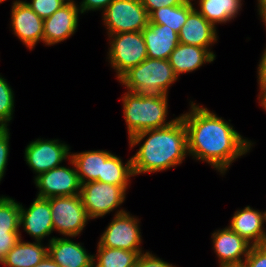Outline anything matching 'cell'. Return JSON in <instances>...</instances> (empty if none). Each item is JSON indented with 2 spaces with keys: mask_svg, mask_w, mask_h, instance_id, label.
I'll return each instance as SVG.
<instances>
[{
  "mask_svg": "<svg viewBox=\"0 0 266 267\" xmlns=\"http://www.w3.org/2000/svg\"><path fill=\"white\" fill-rule=\"evenodd\" d=\"M189 111L181 114L187 130L188 156L211 165L225 175L237 158L250 153L254 142L241 136L230 123L204 105L189 102Z\"/></svg>",
  "mask_w": 266,
  "mask_h": 267,
  "instance_id": "cell-1",
  "label": "cell"
},
{
  "mask_svg": "<svg viewBox=\"0 0 266 267\" xmlns=\"http://www.w3.org/2000/svg\"><path fill=\"white\" fill-rule=\"evenodd\" d=\"M128 141L130 149L140 145L131 156L134 176L175 168L188 156L187 130L180 115L172 124L138 132Z\"/></svg>",
  "mask_w": 266,
  "mask_h": 267,
  "instance_id": "cell-2",
  "label": "cell"
},
{
  "mask_svg": "<svg viewBox=\"0 0 266 267\" xmlns=\"http://www.w3.org/2000/svg\"><path fill=\"white\" fill-rule=\"evenodd\" d=\"M121 101L128 139L144 130L166 127L178 118L167 120L168 95L137 94L126 91Z\"/></svg>",
  "mask_w": 266,
  "mask_h": 267,
  "instance_id": "cell-3",
  "label": "cell"
},
{
  "mask_svg": "<svg viewBox=\"0 0 266 267\" xmlns=\"http://www.w3.org/2000/svg\"><path fill=\"white\" fill-rule=\"evenodd\" d=\"M177 80L169 60L146 58L139 65L130 68L117 81L128 92L168 95L169 88Z\"/></svg>",
  "mask_w": 266,
  "mask_h": 267,
  "instance_id": "cell-4",
  "label": "cell"
},
{
  "mask_svg": "<svg viewBox=\"0 0 266 267\" xmlns=\"http://www.w3.org/2000/svg\"><path fill=\"white\" fill-rule=\"evenodd\" d=\"M129 187L97 181L82 183L79 195L88 217L94 220L111 212L113 213L115 210L113 215L126 212L127 210L120 206L125 202Z\"/></svg>",
  "mask_w": 266,
  "mask_h": 267,
  "instance_id": "cell-5",
  "label": "cell"
},
{
  "mask_svg": "<svg viewBox=\"0 0 266 267\" xmlns=\"http://www.w3.org/2000/svg\"><path fill=\"white\" fill-rule=\"evenodd\" d=\"M109 47L107 61L116 72L118 80L130 68L147 58L146 44L141 32H126L107 36Z\"/></svg>",
  "mask_w": 266,
  "mask_h": 267,
  "instance_id": "cell-6",
  "label": "cell"
},
{
  "mask_svg": "<svg viewBox=\"0 0 266 267\" xmlns=\"http://www.w3.org/2000/svg\"><path fill=\"white\" fill-rule=\"evenodd\" d=\"M101 15L107 35L141 32L149 23L141 0H113Z\"/></svg>",
  "mask_w": 266,
  "mask_h": 267,
  "instance_id": "cell-7",
  "label": "cell"
},
{
  "mask_svg": "<svg viewBox=\"0 0 266 267\" xmlns=\"http://www.w3.org/2000/svg\"><path fill=\"white\" fill-rule=\"evenodd\" d=\"M50 208L54 231L62 237L81 236L91 219L88 217L79 194L50 198Z\"/></svg>",
  "mask_w": 266,
  "mask_h": 267,
  "instance_id": "cell-8",
  "label": "cell"
},
{
  "mask_svg": "<svg viewBox=\"0 0 266 267\" xmlns=\"http://www.w3.org/2000/svg\"><path fill=\"white\" fill-rule=\"evenodd\" d=\"M140 220L130 212L114 215L101 233L97 247L118 248L128 251H144L141 247Z\"/></svg>",
  "mask_w": 266,
  "mask_h": 267,
  "instance_id": "cell-9",
  "label": "cell"
},
{
  "mask_svg": "<svg viewBox=\"0 0 266 267\" xmlns=\"http://www.w3.org/2000/svg\"><path fill=\"white\" fill-rule=\"evenodd\" d=\"M25 147L24 161L35 173L34 178L61 166L62 162L69 161L71 158L70 146L59 139L37 138Z\"/></svg>",
  "mask_w": 266,
  "mask_h": 267,
  "instance_id": "cell-10",
  "label": "cell"
},
{
  "mask_svg": "<svg viewBox=\"0 0 266 267\" xmlns=\"http://www.w3.org/2000/svg\"><path fill=\"white\" fill-rule=\"evenodd\" d=\"M70 167L58 166L34 178L37 197L51 198L74 196L80 194L81 182L73 160L69 159ZM72 166V167H71Z\"/></svg>",
  "mask_w": 266,
  "mask_h": 267,
  "instance_id": "cell-11",
  "label": "cell"
},
{
  "mask_svg": "<svg viewBox=\"0 0 266 267\" xmlns=\"http://www.w3.org/2000/svg\"><path fill=\"white\" fill-rule=\"evenodd\" d=\"M10 12V28L29 51L34 50L37 43H43L44 20L24 0H13Z\"/></svg>",
  "mask_w": 266,
  "mask_h": 267,
  "instance_id": "cell-12",
  "label": "cell"
},
{
  "mask_svg": "<svg viewBox=\"0 0 266 267\" xmlns=\"http://www.w3.org/2000/svg\"><path fill=\"white\" fill-rule=\"evenodd\" d=\"M211 240L219 267L243 266L252 247L228 226L214 231Z\"/></svg>",
  "mask_w": 266,
  "mask_h": 267,
  "instance_id": "cell-13",
  "label": "cell"
},
{
  "mask_svg": "<svg viewBox=\"0 0 266 267\" xmlns=\"http://www.w3.org/2000/svg\"><path fill=\"white\" fill-rule=\"evenodd\" d=\"M19 226L34 241L44 242L43 239L49 237L54 231L52 214L50 208V198L37 197L33 200L29 208L23 207L20 203Z\"/></svg>",
  "mask_w": 266,
  "mask_h": 267,
  "instance_id": "cell-14",
  "label": "cell"
},
{
  "mask_svg": "<svg viewBox=\"0 0 266 267\" xmlns=\"http://www.w3.org/2000/svg\"><path fill=\"white\" fill-rule=\"evenodd\" d=\"M80 10L78 4H65L53 15L44 19L43 43L53 46L73 36L78 29Z\"/></svg>",
  "mask_w": 266,
  "mask_h": 267,
  "instance_id": "cell-15",
  "label": "cell"
},
{
  "mask_svg": "<svg viewBox=\"0 0 266 267\" xmlns=\"http://www.w3.org/2000/svg\"><path fill=\"white\" fill-rule=\"evenodd\" d=\"M266 213L247 205L234 211L228 227L252 246L266 244Z\"/></svg>",
  "mask_w": 266,
  "mask_h": 267,
  "instance_id": "cell-16",
  "label": "cell"
},
{
  "mask_svg": "<svg viewBox=\"0 0 266 267\" xmlns=\"http://www.w3.org/2000/svg\"><path fill=\"white\" fill-rule=\"evenodd\" d=\"M72 237H50L48 254L61 267H93V255Z\"/></svg>",
  "mask_w": 266,
  "mask_h": 267,
  "instance_id": "cell-17",
  "label": "cell"
},
{
  "mask_svg": "<svg viewBox=\"0 0 266 267\" xmlns=\"http://www.w3.org/2000/svg\"><path fill=\"white\" fill-rule=\"evenodd\" d=\"M178 35L180 43L208 49L215 55L211 49L219 39L217 27L208 22L195 8L188 14L187 21Z\"/></svg>",
  "mask_w": 266,
  "mask_h": 267,
  "instance_id": "cell-18",
  "label": "cell"
},
{
  "mask_svg": "<svg viewBox=\"0 0 266 267\" xmlns=\"http://www.w3.org/2000/svg\"><path fill=\"white\" fill-rule=\"evenodd\" d=\"M147 58L168 60L179 42V35L167 25L152 24L142 30Z\"/></svg>",
  "mask_w": 266,
  "mask_h": 267,
  "instance_id": "cell-19",
  "label": "cell"
},
{
  "mask_svg": "<svg viewBox=\"0 0 266 267\" xmlns=\"http://www.w3.org/2000/svg\"><path fill=\"white\" fill-rule=\"evenodd\" d=\"M168 60L179 79L182 74L191 73L204 64L213 63L216 60V55L199 46L179 43Z\"/></svg>",
  "mask_w": 266,
  "mask_h": 267,
  "instance_id": "cell-20",
  "label": "cell"
},
{
  "mask_svg": "<svg viewBox=\"0 0 266 267\" xmlns=\"http://www.w3.org/2000/svg\"><path fill=\"white\" fill-rule=\"evenodd\" d=\"M48 254V244L42 242H25L23 237L7 253L0 265L5 267H34Z\"/></svg>",
  "mask_w": 266,
  "mask_h": 267,
  "instance_id": "cell-21",
  "label": "cell"
},
{
  "mask_svg": "<svg viewBox=\"0 0 266 267\" xmlns=\"http://www.w3.org/2000/svg\"><path fill=\"white\" fill-rule=\"evenodd\" d=\"M194 7L208 22L215 27L218 24H226L240 15L243 0H192ZM197 3H196V2Z\"/></svg>",
  "mask_w": 266,
  "mask_h": 267,
  "instance_id": "cell-22",
  "label": "cell"
},
{
  "mask_svg": "<svg viewBox=\"0 0 266 267\" xmlns=\"http://www.w3.org/2000/svg\"><path fill=\"white\" fill-rule=\"evenodd\" d=\"M107 150H88L82 152H72L73 160L81 184L96 181L102 177L103 163L112 155Z\"/></svg>",
  "mask_w": 266,
  "mask_h": 267,
  "instance_id": "cell-23",
  "label": "cell"
},
{
  "mask_svg": "<svg viewBox=\"0 0 266 267\" xmlns=\"http://www.w3.org/2000/svg\"><path fill=\"white\" fill-rule=\"evenodd\" d=\"M131 177H135L131 157L124 163L120 156L112 154L103 163L102 177H98L96 181L117 186H130Z\"/></svg>",
  "mask_w": 266,
  "mask_h": 267,
  "instance_id": "cell-24",
  "label": "cell"
},
{
  "mask_svg": "<svg viewBox=\"0 0 266 267\" xmlns=\"http://www.w3.org/2000/svg\"><path fill=\"white\" fill-rule=\"evenodd\" d=\"M141 253L144 251L97 247L96 254H93V267H134Z\"/></svg>",
  "mask_w": 266,
  "mask_h": 267,
  "instance_id": "cell-25",
  "label": "cell"
},
{
  "mask_svg": "<svg viewBox=\"0 0 266 267\" xmlns=\"http://www.w3.org/2000/svg\"><path fill=\"white\" fill-rule=\"evenodd\" d=\"M194 7L193 1L187 0L180 6L159 8L149 15V22L152 24L167 25L179 33L187 21L188 14Z\"/></svg>",
  "mask_w": 266,
  "mask_h": 267,
  "instance_id": "cell-26",
  "label": "cell"
},
{
  "mask_svg": "<svg viewBox=\"0 0 266 267\" xmlns=\"http://www.w3.org/2000/svg\"><path fill=\"white\" fill-rule=\"evenodd\" d=\"M20 203L9 196H0V234H20Z\"/></svg>",
  "mask_w": 266,
  "mask_h": 267,
  "instance_id": "cell-27",
  "label": "cell"
},
{
  "mask_svg": "<svg viewBox=\"0 0 266 267\" xmlns=\"http://www.w3.org/2000/svg\"><path fill=\"white\" fill-rule=\"evenodd\" d=\"M11 85L0 74V128H8L13 120L15 96Z\"/></svg>",
  "mask_w": 266,
  "mask_h": 267,
  "instance_id": "cell-28",
  "label": "cell"
},
{
  "mask_svg": "<svg viewBox=\"0 0 266 267\" xmlns=\"http://www.w3.org/2000/svg\"><path fill=\"white\" fill-rule=\"evenodd\" d=\"M25 3L43 20L66 4L62 0H25Z\"/></svg>",
  "mask_w": 266,
  "mask_h": 267,
  "instance_id": "cell-29",
  "label": "cell"
},
{
  "mask_svg": "<svg viewBox=\"0 0 266 267\" xmlns=\"http://www.w3.org/2000/svg\"><path fill=\"white\" fill-rule=\"evenodd\" d=\"M10 129L0 128V183L3 180L10 154Z\"/></svg>",
  "mask_w": 266,
  "mask_h": 267,
  "instance_id": "cell-30",
  "label": "cell"
},
{
  "mask_svg": "<svg viewBox=\"0 0 266 267\" xmlns=\"http://www.w3.org/2000/svg\"><path fill=\"white\" fill-rule=\"evenodd\" d=\"M243 266L266 267V244L252 246Z\"/></svg>",
  "mask_w": 266,
  "mask_h": 267,
  "instance_id": "cell-31",
  "label": "cell"
},
{
  "mask_svg": "<svg viewBox=\"0 0 266 267\" xmlns=\"http://www.w3.org/2000/svg\"><path fill=\"white\" fill-rule=\"evenodd\" d=\"M134 267H177L157 257L150 251L141 253Z\"/></svg>",
  "mask_w": 266,
  "mask_h": 267,
  "instance_id": "cell-32",
  "label": "cell"
},
{
  "mask_svg": "<svg viewBox=\"0 0 266 267\" xmlns=\"http://www.w3.org/2000/svg\"><path fill=\"white\" fill-rule=\"evenodd\" d=\"M143 6L147 10L148 15L153 11L163 8V7H172L180 6L184 4L187 0H141Z\"/></svg>",
  "mask_w": 266,
  "mask_h": 267,
  "instance_id": "cell-33",
  "label": "cell"
},
{
  "mask_svg": "<svg viewBox=\"0 0 266 267\" xmlns=\"http://www.w3.org/2000/svg\"><path fill=\"white\" fill-rule=\"evenodd\" d=\"M113 0H82L79 2V10L81 15L85 14L88 11H104L107 6L112 2Z\"/></svg>",
  "mask_w": 266,
  "mask_h": 267,
  "instance_id": "cell-34",
  "label": "cell"
},
{
  "mask_svg": "<svg viewBox=\"0 0 266 267\" xmlns=\"http://www.w3.org/2000/svg\"><path fill=\"white\" fill-rule=\"evenodd\" d=\"M20 239V234H0V262Z\"/></svg>",
  "mask_w": 266,
  "mask_h": 267,
  "instance_id": "cell-35",
  "label": "cell"
},
{
  "mask_svg": "<svg viewBox=\"0 0 266 267\" xmlns=\"http://www.w3.org/2000/svg\"><path fill=\"white\" fill-rule=\"evenodd\" d=\"M260 62L257 67V82L266 83V47L260 56Z\"/></svg>",
  "mask_w": 266,
  "mask_h": 267,
  "instance_id": "cell-36",
  "label": "cell"
},
{
  "mask_svg": "<svg viewBox=\"0 0 266 267\" xmlns=\"http://www.w3.org/2000/svg\"><path fill=\"white\" fill-rule=\"evenodd\" d=\"M258 103L261 106V109L265 110L266 112V83H258Z\"/></svg>",
  "mask_w": 266,
  "mask_h": 267,
  "instance_id": "cell-37",
  "label": "cell"
},
{
  "mask_svg": "<svg viewBox=\"0 0 266 267\" xmlns=\"http://www.w3.org/2000/svg\"><path fill=\"white\" fill-rule=\"evenodd\" d=\"M257 12L266 30V0H257Z\"/></svg>",
  "mask_w": 266,
  "mask_h": 267,
  "instance_id": "cell-38",
  "label": "cell"
},
{
  "mask_svg": "<svg viewBox=\"0 0 266 267\" xmlns=\"http://www.w3.org/2000/svg\"><path fill=\"white\" fill-rule=\"evenodd\" d=\"M34 267H61L58 263H56L50 256L47 254L43 260L35 265Z\"/></svg>",
  "mask_w": 266,
  "mask_h": 267,
  "instance_id": "cell-39",
  "label": "cell"
},
{
  "mask_svg": "<svg viewBox=\"0 0 266 267\" xmlns=\"http://www.w3.org/2000/svg\"><path fill=\"white\" fill-rule=\"evenodd\" d=\"M63 2H65L66 4H78V2H76L75 0H62Z\"/></svg>",
  "mask_w": 266,
  "mask_h": 267,
  "instance_id": "cell-40",
  "label": "cell"
},
{
  "mask_svg": "<svg viewBox=\"0 0 266 267\" xmlns=\"http://www.w3.org/2000/svg\"><path fill=\"white\" fill-rule=\"evenodd\" d=\"M5 1H7V0H0V4L3 3V2H5Z\"/></svg>",
  "mask_w": 266,
  "mask_h": 267,
  "instance_id": "cell-41",
  "label": "cell"
}]
</instances>
